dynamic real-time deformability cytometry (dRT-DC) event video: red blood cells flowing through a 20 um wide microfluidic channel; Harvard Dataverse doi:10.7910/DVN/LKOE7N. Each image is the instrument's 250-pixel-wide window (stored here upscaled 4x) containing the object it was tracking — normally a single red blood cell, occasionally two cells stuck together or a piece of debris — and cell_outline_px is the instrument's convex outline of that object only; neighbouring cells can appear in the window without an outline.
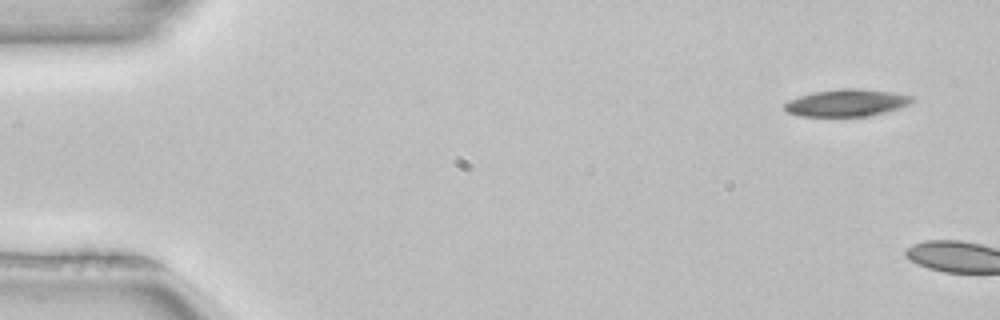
{"species": "common noctule bat (a hibernating species)", "species_latin": "Nyctalus noctula", "temperature_condition": "room temperature", "stored_images_in_passage": 2, "camera_frame_rate_fps": 3000, "um_per_image_px": 0.085, "animal": {"sex": "female", "body_mass_g": 22.7, "forearm_length_mm": 54.2}, "frame": {"image": 1, "passage_image": 1, "time_ms": 0.0, "image_size_px": [1000, 320], "cell_outline_px": [[916, 100], [912, 104], [900, 108], [868, 116], [800, 116], [788, 112], [784, 108], [784, 104], [788, 100], [812, 92], [840, 88], [860, 88], [892, 92], [912, 96]], "centroid_in_image_um": [72.0, 8.73], "position_along_channel_um": 13.0, "area_um2": 20.35}}